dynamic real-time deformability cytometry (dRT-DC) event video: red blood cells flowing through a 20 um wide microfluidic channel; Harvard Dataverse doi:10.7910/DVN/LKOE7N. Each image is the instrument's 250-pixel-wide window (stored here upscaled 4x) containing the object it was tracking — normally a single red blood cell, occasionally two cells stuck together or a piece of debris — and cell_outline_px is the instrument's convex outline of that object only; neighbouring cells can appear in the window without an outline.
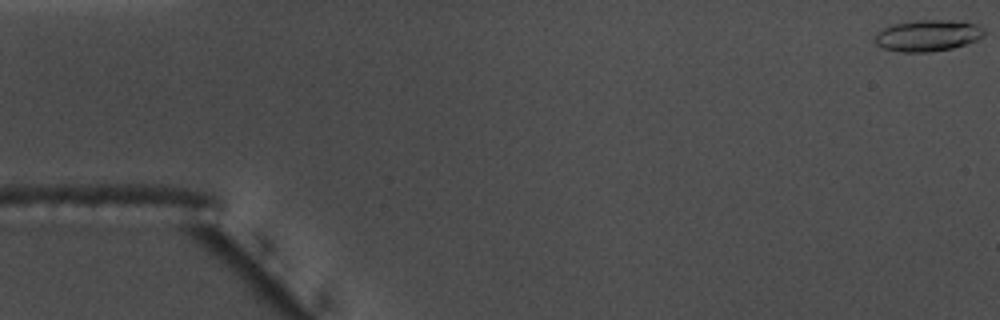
{"species": "common noctule bat (a hibernating species)", "species_latin": "Nyctalus noctula", "temperature_condition": "warm", "stored_images_in_passage": 53, "camera_frame_rate_fps": 3000, "um_per_image_px": 0.085, "animal": {"sex": "male", "body_mass_g": 17.5, "forearm_length_mm": 52.3}, "frame": {"image": 1, "passage_image": 1, "time_ms": 0.0, "image_size_px": [1000, 320], "cell_outline_px": [[984, 36], [976, 40], [952, 48], [928, 52], [900, 52], [884, 48], [876, 44], [872, 40], [876, 32], [892, 24], [916, 20], [964, 20], [976, 24], [984, 28]], "centroid_in_image_um": [78.85, 3.01], "position_along_channel_um": 6.2, "area_um2": 20.23}}
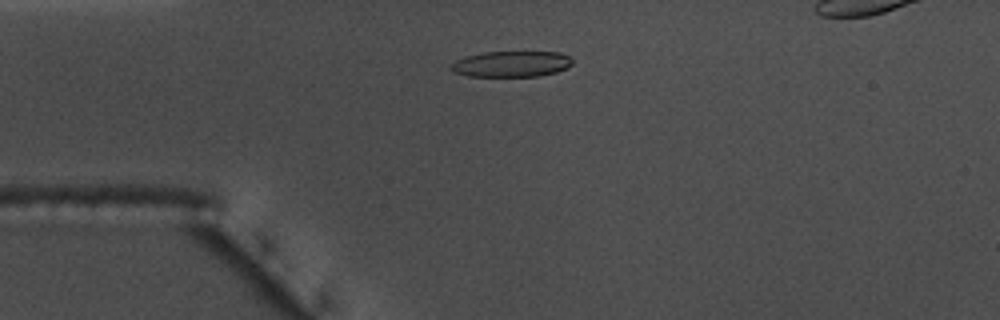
{"frame": {"image": 2, "passage_image": 14, "time_ms": 4.333, "image_size_px": [1000, 320], "cell_outline_px": [[572, 64], [568, 68], [556, 72], [540, 76], [468, 76], [452, 72], [448, 68], [448, 64], [464, 56], [484, 52], [560, 52], [568, 56], [572, 60]], "centroid_in_image_um": [43.41, 5.44], "position_along_channel_um": 41.6, "area_um2": 18.55}}
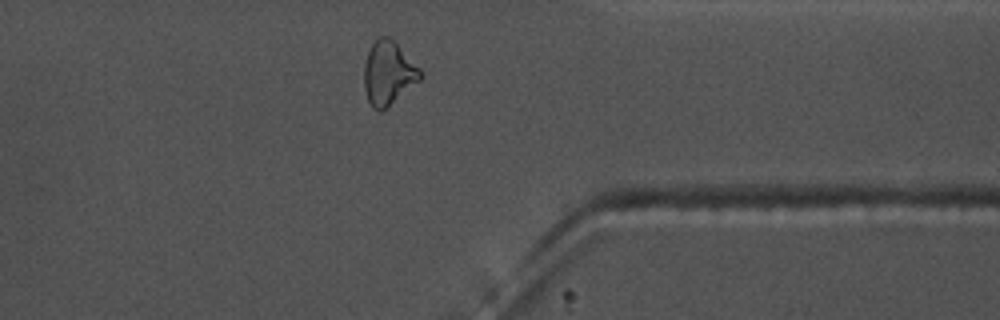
{"frame": {"image": 3, "passage_image": 44, "time_ms": 14.333, "image_size_px": [1000, 320], "cell_outline_px": [[420, 80], [380, 112], [372, 108], [368, 100], [364, 88], [364, 64], [368, 52], [372, 44], [380, 36], [388, 36], [420, 68]], "centroid_in_image_um": [32.97, 6.22], "position_along_channel_um": 378.4, "area_um2": 20.35}, "authors_computed_cell_mechanics": {"area_um2": 19.5942, "velocity_mm_per_s": 3.6674, "shape_relaxation_time_tau1_ms": null, "shape_relaxation_time_tau2_ms": 3.4841, "deformation_change_tau1": null, "deformation_change_tau2": 0.1145}}